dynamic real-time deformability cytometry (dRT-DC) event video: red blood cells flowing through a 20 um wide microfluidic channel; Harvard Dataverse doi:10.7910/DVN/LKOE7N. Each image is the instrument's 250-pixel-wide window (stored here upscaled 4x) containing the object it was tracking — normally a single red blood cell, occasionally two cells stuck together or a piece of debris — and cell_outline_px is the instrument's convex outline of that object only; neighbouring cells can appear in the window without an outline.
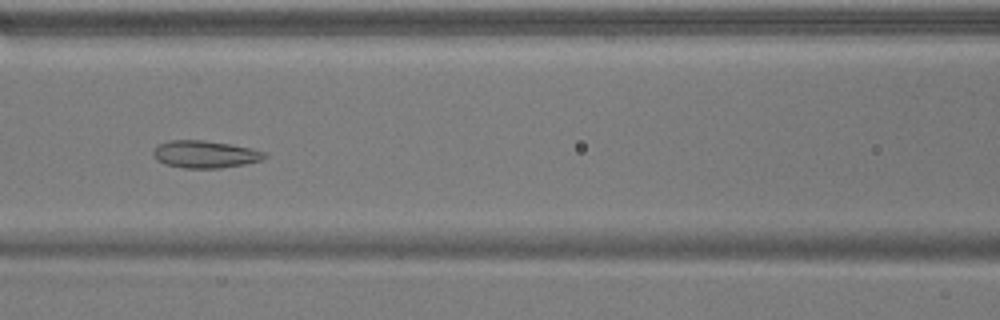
{"species": "common noctule bat (a hibernating species)", "species_latin": "Nyctalus noctula", "temperature_condition": "warm", "stored_images_in_passage": 50, "camera_frame_rate_fps": 3000, "um_per_image_px": 0.085, "animal": {"sex": "male", "body_mass_g": 17.9}, "frame": {"image": 1, "passage_image": 20, "time_ms": 6.333, "image_size_px": [1000, 320], "cell_outline_px": [[268, 156], [260, 160], [244, 164], [220, 168], [184, 168], [164, 164], [156, 160], [152, 156], [152, 148], [168, 140], [204, 140], [232, 144], [252, 148], [268, 152]], "centroid_in_image_um": [17.41, 13.1], "position_along_channel_um": 149.2, "area_um2": 18.03}}
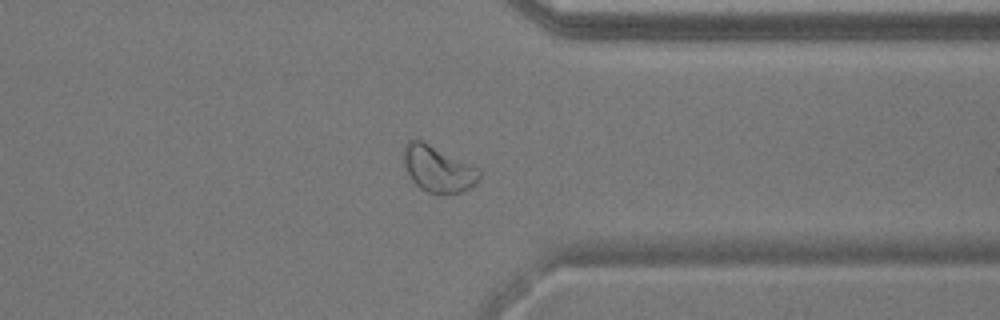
{"frame": {"image": 2, "passage_image": 38, "time_ms": 12.333, "image_size_px": [1000, 320], "cell_outline_px": [[484, 172], [476, 184], [460, 192], [444, 196], [436, 196], [420, 188], [408, 176], [404, 164], [404, 144], [408, 140], [420, 140], [472, 164], [480, 168]], "centroid_in_image_um": [37.27, 14.4], "position_along_channel_um": 374.1, "area_um2": 20.81}}
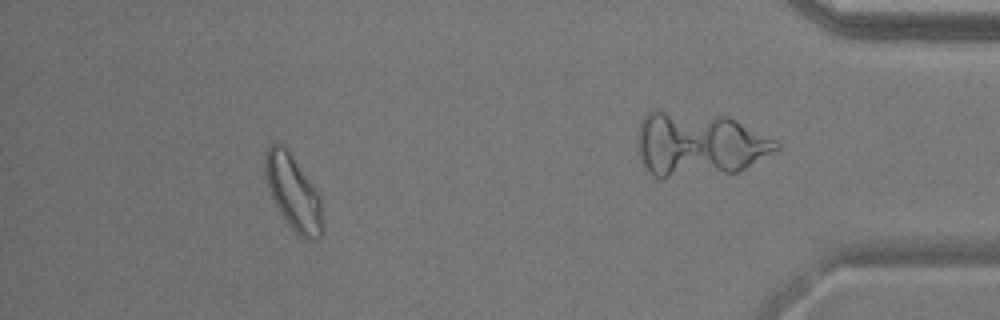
{"frame": {"image": 3, "passage_image": 45, "time_ms": 14.667, "image_size_px": [1000, 320], "cell_outline_px": [[324, 232], [316, 240], [304, 240], [284, 220], [272, 200], [268, 188], [264, 172], [264, 152], [272, 144], [284, 144], [288, 148], [320, 196], [324, 224]], "centroid_in_image_um": [24.93, 16.39], "position_along_channel_um": 410.3, "area_um2": 25.61}, "authors_computed_cell_mechanics": {"area_um2": 21.1837, "velocity_mm_per_s": 3.8049, "shape_relaxation_time_tau1_ms": null, "shape_relaxation_time_tau2_ms": 1.4812, "deformation_change_tau1": null, "deformation_change_tau2": 0.0779}}